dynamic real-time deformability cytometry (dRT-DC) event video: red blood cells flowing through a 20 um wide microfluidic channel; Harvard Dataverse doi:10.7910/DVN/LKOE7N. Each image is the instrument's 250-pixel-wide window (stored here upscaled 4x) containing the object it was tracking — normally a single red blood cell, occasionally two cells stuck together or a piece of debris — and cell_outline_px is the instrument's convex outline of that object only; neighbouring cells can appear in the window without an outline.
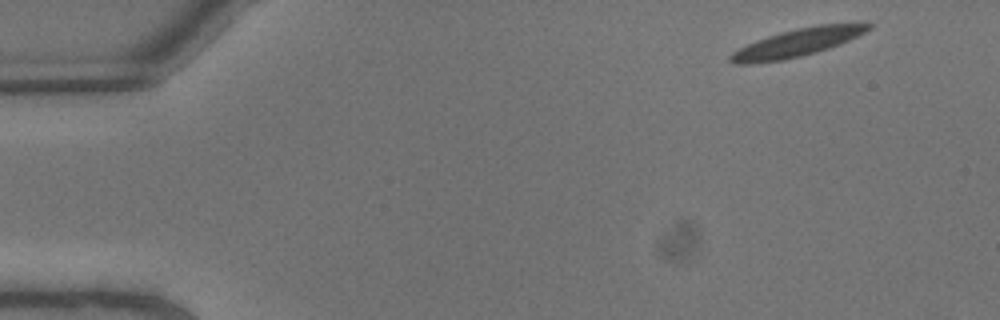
{"species": "common noctule bat (a hibernating species)", "species_latin": "Nyctalus noctula", "temperature_condition": "warm", "stored_images_in_passage": 11, "camera_frame_rate_fps": 3000, "um_per_image_px": 0.085, "animal": {"sex": "male", "body_mass_g": 13.3}, "frame": {"image": 1, "passage_image": 1, "time_ms": 0.0, "image_size_px": [1000, 320], "cell_outline_px": [[872, 28], [840, 44], [816, 52], [784, 60], [744, 64], [736, 64], [728, 60], [728, 56], [732, 52], [748, 44], [768, 36], [800, 28], [820, 24], [872, 24]], "centroid_in_image_um": [67.72, 3.65], "position_along_channel_um": 17.3, "area_um2": 21.73}}
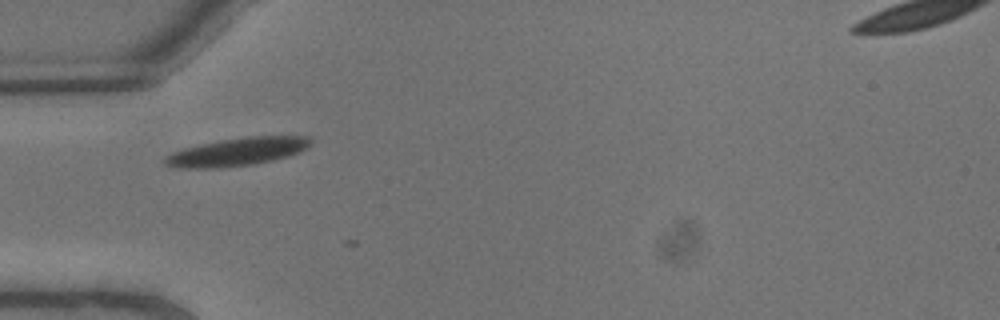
{"frame": {"image": 2, "passage_image": 6, "time_ms": 1.667, "image_size_px": [1000, 320], "cell_outline_px": [[312, 144], [308, 148], [288, 156], [272, 160], [252, 164], [220, 168], [180, 168], [164, 164], [164, 156], [172, 152], [184, 148], [220, 140], [248, 136], [308, 136], [312, 140]], "centroid_in_image_um": [20.17, 12.9], "position_along_channel_um": 64.8, "area_um2": 23.76}}
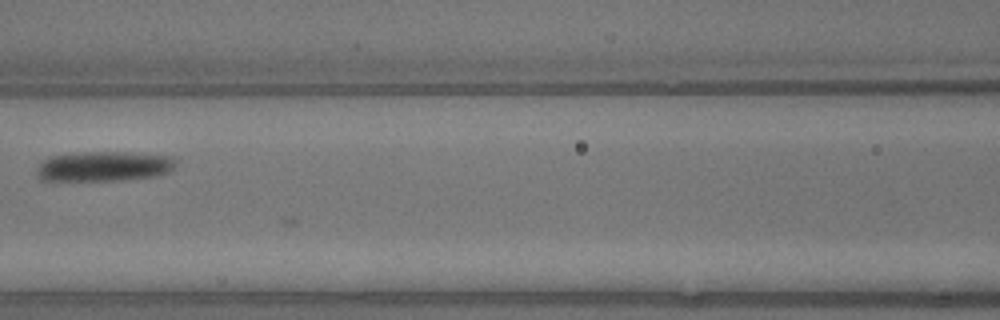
{"frame": {"image": 3, "passage_image": 9, "time_ms": 2.667, "image_size_px": [1000, 320], "cell_outline_px": [[176, 164], [168, 172], [156, 176], [124, 180], [40, 180], [36, 176], [36, 168], [44, 160], [52, 156], [88, 152], [124, 152], [172, 156], [176, 160]], "centroid_in_image_um": [8.84, 14.14], "position_along_channel_um": 157.8, "area_um2": 24.16}}